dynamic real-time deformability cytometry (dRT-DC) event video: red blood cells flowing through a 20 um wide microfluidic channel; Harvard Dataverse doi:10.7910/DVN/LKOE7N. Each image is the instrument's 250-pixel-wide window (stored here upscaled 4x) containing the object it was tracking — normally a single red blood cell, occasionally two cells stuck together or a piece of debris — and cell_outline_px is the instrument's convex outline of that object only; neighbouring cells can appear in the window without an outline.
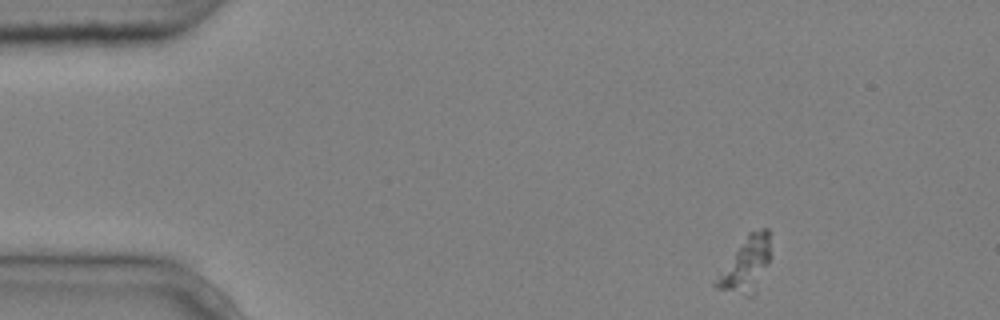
{"species": "common noctule bat (a hibernating species)", "species_latin": "Nyctalus noctula", "temperature_condition": "cold", "stored_images_in_passage": 3, "camera_frame_rate_fps": 3000, "um_per_image_px": 0.085, "animal": {"sex": "male", "body_mass_g": 20.4}, "frame": {"image": 1, "passage_image": 1, "time_ms": 0.0, "image_size_px": [1000, 320], "cell_outline_px": [[768, 264], [740, 288], [716, 288], [712, 284], [748, 232], [764, 228], [768, 228]], "centroid_in_image_um": [63.34, 22.17], "position_along_channel_um": 21.7, "area_um2": 13.76}}